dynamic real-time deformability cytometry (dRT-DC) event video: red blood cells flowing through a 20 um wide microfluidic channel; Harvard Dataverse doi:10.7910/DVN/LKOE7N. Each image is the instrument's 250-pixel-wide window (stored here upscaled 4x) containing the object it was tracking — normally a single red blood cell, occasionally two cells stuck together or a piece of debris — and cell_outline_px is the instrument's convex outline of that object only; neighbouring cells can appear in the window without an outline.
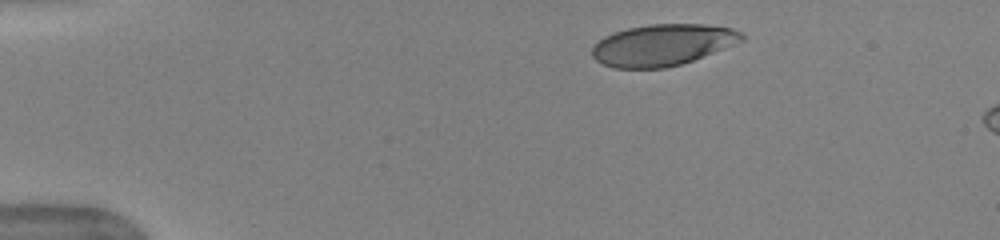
{"species": "human", "species_latin": "Homo sapiens", "temperature_condition": "warm", "stored_images_in_passage": 43, "camera_frame_rate_fps": 3000, "um_per_image_px": 0.085, "donor": {"sex": "female"}, "frame": {"image": 1, "passage_image": 1, "time_ms": 0.0, "image_size_px": [1000, 240], "cell_outline_px": [[744, 36], [692, 60], [680, 64], [660, 68], [616, 68], [604, 64], [596, 60], [592, 56], [592, 48], [600, 40], [616, 32], [632, 28], [656, 24], [696, 24], [728, 28], [740, 32]], "centroid_in_image_um": [56.18, 3.83], "position_along_channel_um": 28.8, "area_um2": 34.33}}
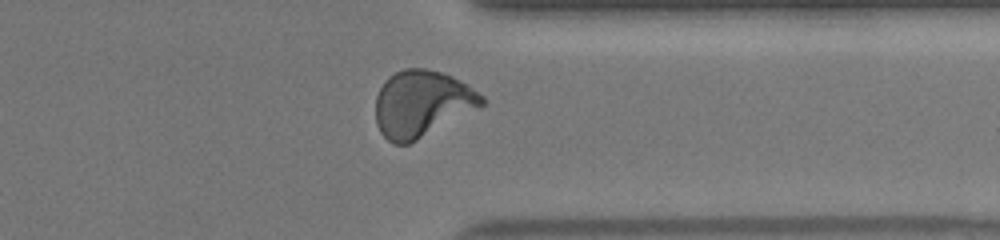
{"frame": {"image": 2, "passage_image": 33, "time_ms": 10.667, "image_size_px": [1000, 240], "cell_outline_px": [[484, 104], [408, 144], [396, 144], [388, 140], [380, 132], [376, 120], [376, 96], [380, 88], [396, 72], [408, 68], [424, 68], [440, 72], [464, 84], [484, 96]], "centroid_in_image_um": [35.81, 8.82], "position_along_channel_um": 375.6, "area_um2": 39.82}}
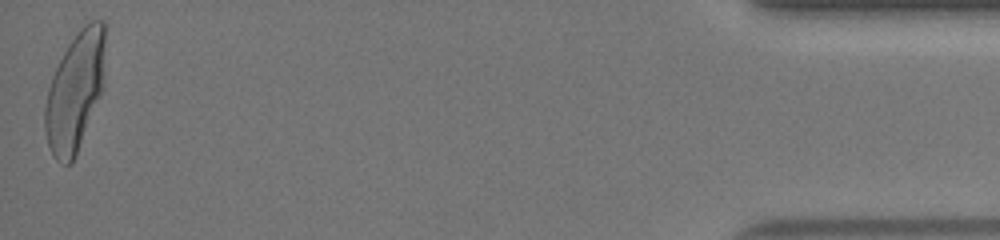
{"frame": {"image": 3, "passage_image": 43, "time_ms": 14.0, "image_size_px": [1000, 240], "cell_outline_px": [[104, 40], [100, 92], [76, 152], [72, 160], [68, 164], [56, 156], [52, 152], [48, 144], [44, 124], [44, 112], [48, 92], [56, 68], [64, 52], [72, 40], [92, 20], [100, 20], [104, 24]], "centroid_in_image_um": [6.34, 7.76], "position_along_channel_um": 428.9, "area_um2": 38.9}, "authors_computed_cell_mechanics": {"area_um2": 38.148, "velocity_mm_per_s": 3.9671, "shape_relaxation_time_tau1_ms": 3.6185, "shape_relaxation_time_tau2_ms": null, "deformation_change_tau1": 0.2118, "deformation_change_tau2": null}}